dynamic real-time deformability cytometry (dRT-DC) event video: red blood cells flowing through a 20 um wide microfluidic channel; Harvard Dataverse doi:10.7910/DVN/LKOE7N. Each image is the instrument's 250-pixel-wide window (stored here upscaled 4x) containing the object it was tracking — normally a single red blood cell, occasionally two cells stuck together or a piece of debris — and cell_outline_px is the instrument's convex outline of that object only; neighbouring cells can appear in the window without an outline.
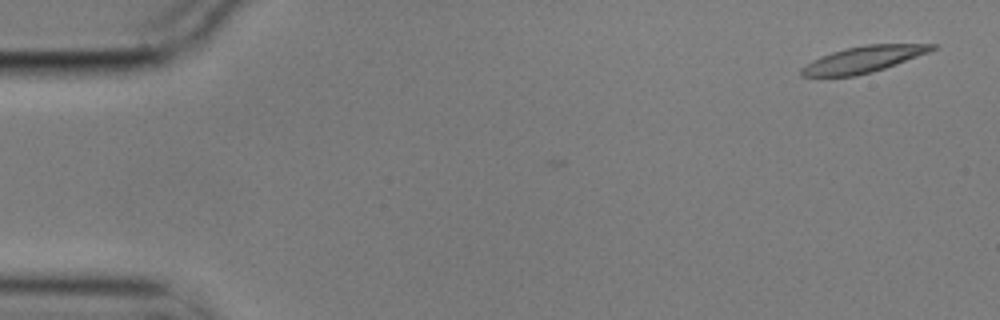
{"species": "common noctule bat (a hibernating species)", "species_latin": "Nyctalus noctula", "temperature_condition": "cold", "stored_images_in_passage": 3, "camera_frame_rate_fps": 3000, "um_per_image_px": 0.085, "animal": {"sex": "male", "body_mass_g": 17.9}, "frame": {"image": 1, "passage_image": 1, "time_ms": 0.0, "image_size_px": [1000, 320], "cell_outline_px": [[936, 48], [928, 52], [896, 64], [872, 72], [856, 76], [800, 76], [800, 68], [812, 60], [820, 56], [832, 52], [864, 44], [936, 44]], "centroid_in_image_um": [73.35, 5.05], "position_along_channel_um": 11.7, "area_um2": 19.83}}